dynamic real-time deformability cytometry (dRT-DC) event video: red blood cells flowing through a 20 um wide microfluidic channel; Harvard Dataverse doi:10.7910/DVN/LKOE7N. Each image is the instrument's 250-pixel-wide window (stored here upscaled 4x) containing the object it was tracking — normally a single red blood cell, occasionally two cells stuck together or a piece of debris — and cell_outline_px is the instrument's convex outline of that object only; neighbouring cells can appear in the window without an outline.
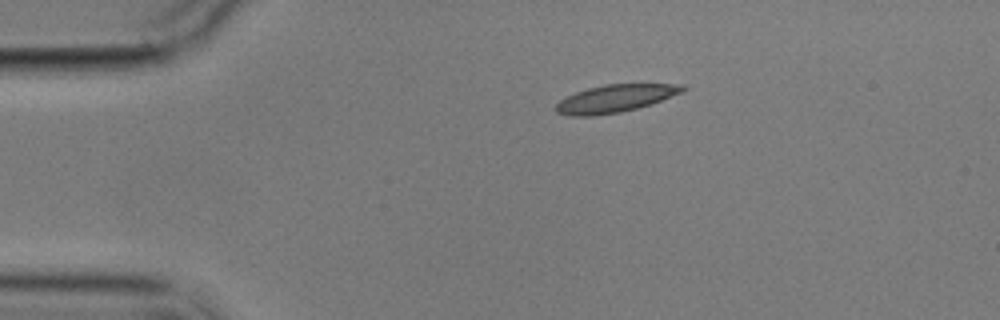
{"species": "common noctule bat (a hibernating species)", "species_latin": "Nyctalus noctula", "temperature_condition": "cold", "stored_images_in_passage": 3, "camera_frame_rate_fps": 3000, "um_per_image_px": 0.085, "animal": {"sex": "male", "body_mass_g": 17.9}, "frame": {"image": 1, "passage_image": 1, "time_ms": 0.0, "image_size_px": [1000, 320], "cell_outline_px": [[688, 88], [684, 92], [652, 104], [620, 112], [592, 116], [568, 116], [556, 112], [556, 104], [560, 100], [576, 92], [588, 88], [604, 84], [684, 84]], "centroid_in_image_um": [52.33, 8.37], "position_along_channel_um": 32.7, "area_um2": 20.46}}
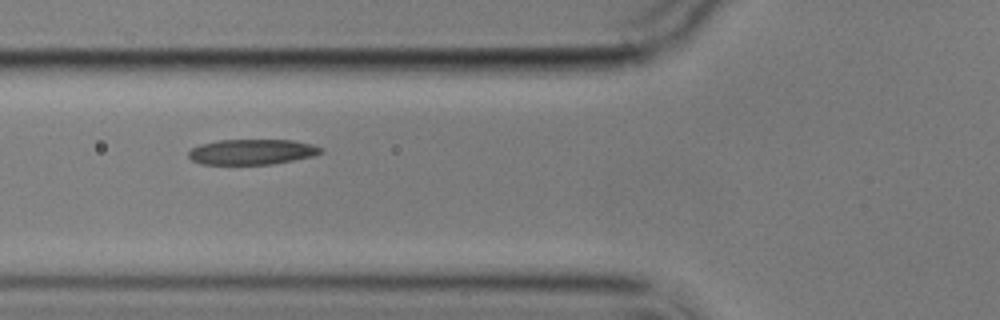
{"frame": {"image": 2, "passage_image": 3, "time_ms": 3.333, "image_size_px": [1000, 320], "cell_outline_px": [[324, 152], [312, 156], [272, 164], [200, 164], [192, 160], [188, 156], [188, 152], [192, 148], [200, 144], [220, 140], [292, 140], [312, 144], [324, 148]], "centroid_in_image_um": [21.42, 12.9], "position_along_channel_um": 104.4, "area_um2": 19.54}}